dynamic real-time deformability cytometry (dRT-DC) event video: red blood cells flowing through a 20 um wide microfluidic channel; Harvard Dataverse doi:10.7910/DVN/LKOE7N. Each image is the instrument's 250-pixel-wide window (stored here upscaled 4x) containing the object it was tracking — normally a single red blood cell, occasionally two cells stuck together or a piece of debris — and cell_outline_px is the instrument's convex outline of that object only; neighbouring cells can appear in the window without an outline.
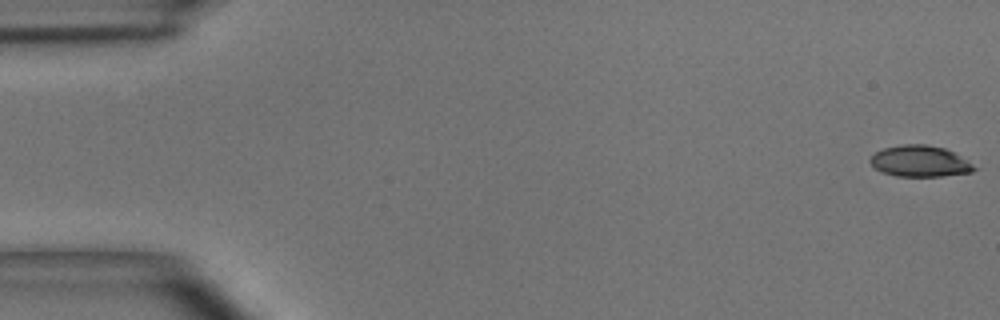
{"species": "common noctule bat (a hibernating species)", "species_latin": "Nyctalus noctula", "temperature_condition": "room temperature", "stored_images_in_passage": 49, "camera_frame_rate_fps": 3000, "um_per_image_px": 0.085, "animal": {"sex": "male", "body_mass_g": 15.6}, "frame": {"image": 1, "passage_image": 1, "time_ms": 0.0, "image_size_px": [1000, 320], "cell_outline_px": [[980, 168], [972, 172], [944, 176], [896, 176], [884, 172], [876, 168], [868, 160], [876, 152], [884, 148], [900, 144], [924, 144], [944, 148], [968, 160]], "centroid_in_image_um": [78.24, 13.7], "position_along_channel_um": 6.8, "area_um2": 18.9}}
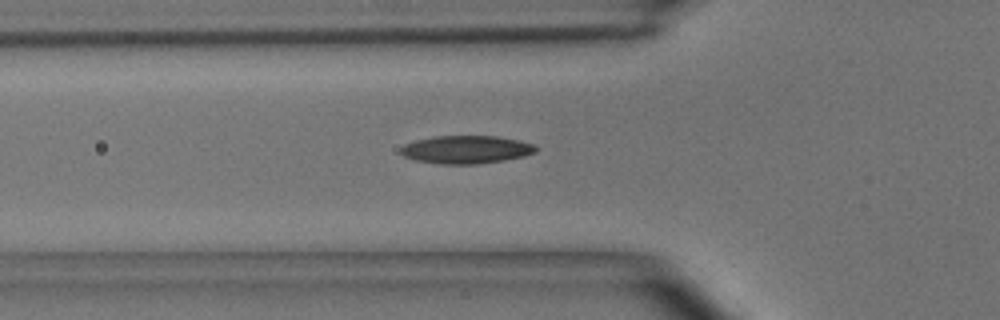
{"frame": {"image": 2, "passage_image": 17, "time_ms": 5.333, "image_size_px": [1000, 320], "cell_outline_px": [[536, 152], [524, 156], [504, 160], [476, 164], [444, 164], [416, 160], [404, 156], [400, 152], [400, 148], [404, 144], [416, 140], [436, 136], [496, 136], [520, 140], [536, 144]], "centroid_in_image_um": [39.65, 12.7], "position_along_channel_um": 86.1, "area_um2": 22.02}}
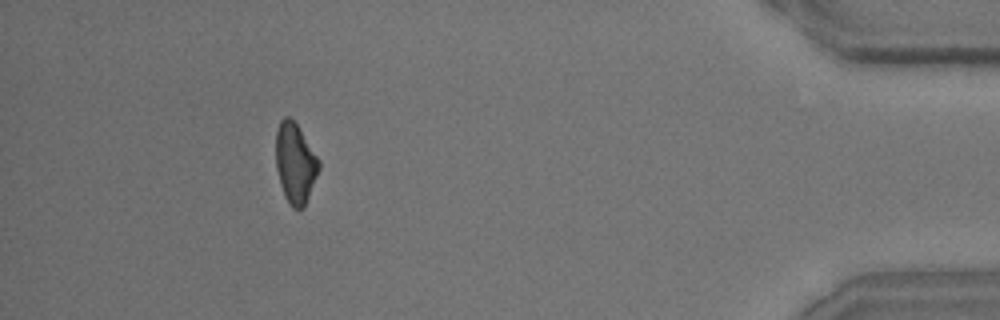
{"frame": {"image": 3, "passage_image": 45, "time_ms": 14.667, "image_size_px": [1000, 320], "cell_outline_px": [[320, 168], [304, 208], [292, 208], [284, 196], [280, 184], [276, 168], [276, 132], [280, 120], [284, 116], [288, 116], [296, 124], [320, 160]], "centroid_in_image_um": [25.09, 13.88], "position_along_channel_um": 410.1, "area_um2": 20.06}, "authors_computed_cell_mechanics": {"area_um2": 20.4612, "velocity_mm_per_s": 4.0721, "shape_relaxation_time_tau1_ms": 4.9756, "shape_relaxation_time_tau2_ms": 3.0125, "deformation_change_tau1": 0.1577, "deformation_change_tau2": 0.1079}}